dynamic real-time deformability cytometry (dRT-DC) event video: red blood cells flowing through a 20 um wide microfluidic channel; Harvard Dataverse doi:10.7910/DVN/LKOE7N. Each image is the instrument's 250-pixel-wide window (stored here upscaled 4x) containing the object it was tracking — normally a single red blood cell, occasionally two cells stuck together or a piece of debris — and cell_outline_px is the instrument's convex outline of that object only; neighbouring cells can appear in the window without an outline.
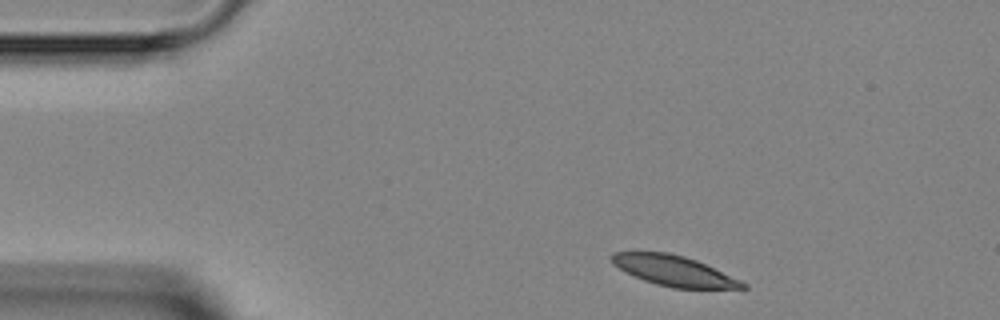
{"species": "Egyptian fruit bat (a non-hibernating species)", "species_latin": "Rousettus aegyptiacus", "temperature_condition": "room temperature", "stored_images_in_passage": 6, "camera_frame_rate_fps": 3000, "um_per_image_px": 0.085, "animal": {"sex": "female"}, "frame": {"image": 1, "passage_image": 1, "time_ms": 0.0, "image_size_px": [1000, 320], "cell_outline_px": [[748, 288], [672, 288], [656, 284], [644, 280], [624, 272], [612, 264], [608, 256], [612, 252], [668, 252], [684, 256], [696, 260], [740, 280], [748, 284]], "centroid_in_image_um": [57.22, 23.01], "position_along_channel_um": 27.8, "area_um2": 23.12}}
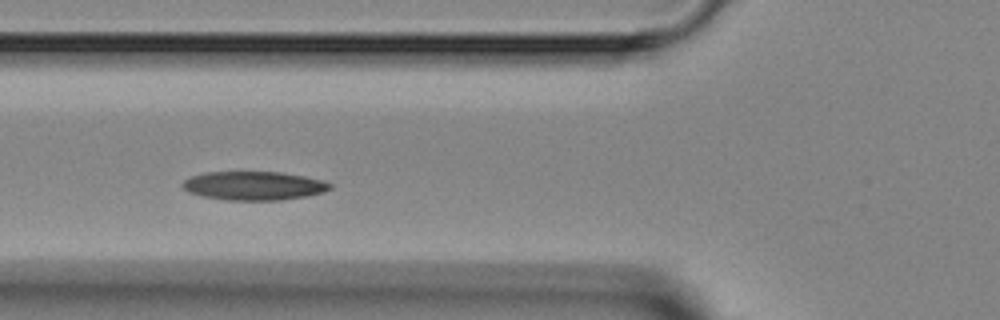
{"frame": {"image": 2, "passage_image": 4, "time_ms": 3.333, "image_size_px": [1000, 320], "cell_outline_px": [[332, 188], [324, 192], [308, 196], [280, 200], [224, 200], [204, 196], [188, 192], [180, 184], [184, 180], [192, 176], [204, 172], [280, 172], [304, 176], [324, 180], [332, 184]], "centroid_in_image_um": [21.6, 15.79], "position_along_channel_um": 104.2, "area_um2": 24.8}}
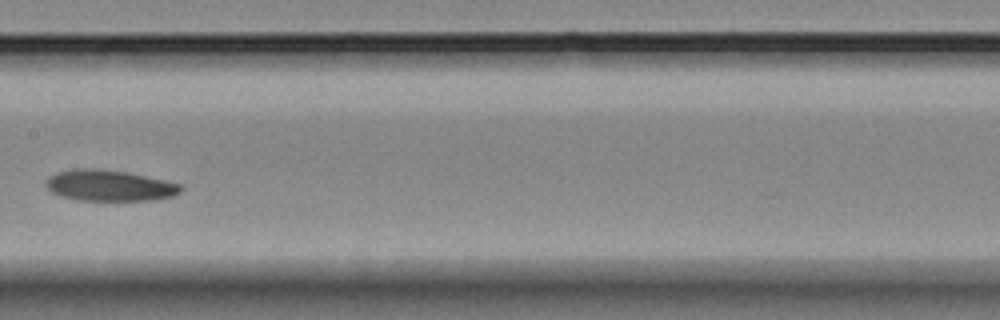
{"frame": {"image": 3, "passage_image": 6, "time_ms": 5.667, "image_size_px": [1000, 320], "cell_outline_px": [[184, 188], [180, 192], [172, 196], [152, 200], [76, 200], [60, 196], [52, 192], [44, 184], [44, 180], [48, 176], [56, 172], [76, 168], [92, 168], [128, 172], [164, 180], [180, 184]], "centroid_in_image_um": [9.25, 15.76], "position_along_channel_um": 198.1, "area_um2": 24.51}}